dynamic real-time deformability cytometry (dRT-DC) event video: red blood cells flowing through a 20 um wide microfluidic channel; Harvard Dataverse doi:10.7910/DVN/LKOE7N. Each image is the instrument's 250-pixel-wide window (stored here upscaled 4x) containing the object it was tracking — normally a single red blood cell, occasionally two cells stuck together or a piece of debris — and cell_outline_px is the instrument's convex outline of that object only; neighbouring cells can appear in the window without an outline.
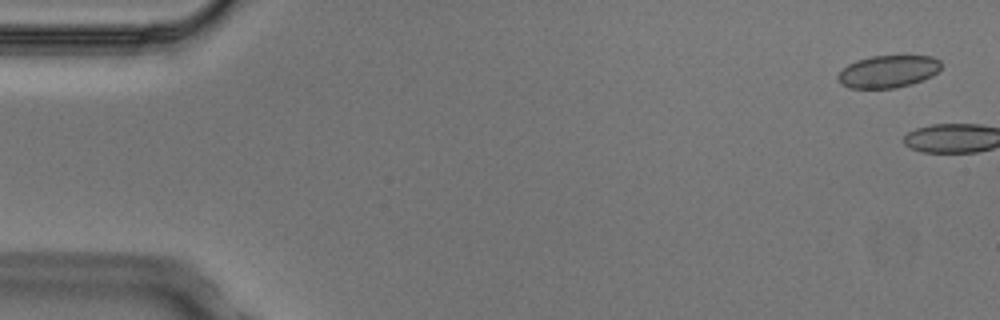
{"species": "Egyptian fruit bat (a non-hibernating species)", "species_latin": "Rousettus aegyptiacus", "temperature_condition": "cold", "stored_images_in_passage": 5, "camera_frame_rate_fps": 3000, "um_per_image_px": 0.085, "animal": {"sex": "male"}, "frame": {"image": 1, "passage_image": 1, "time_ms": 0.0, "image_size_px": [1000, 320], "cell_outline_px": [[940, 68], [932, 76], [896, 88], [848, 88], [840, 84], [836, 80], [836, 76], [848, 64], [856, 60], [872, 56], [932, 56], [940, 60]], "centroid_in_image_um": [75.43, 6.08], "position_along_channel_um": 9.6, "area_um2": 19.36}}
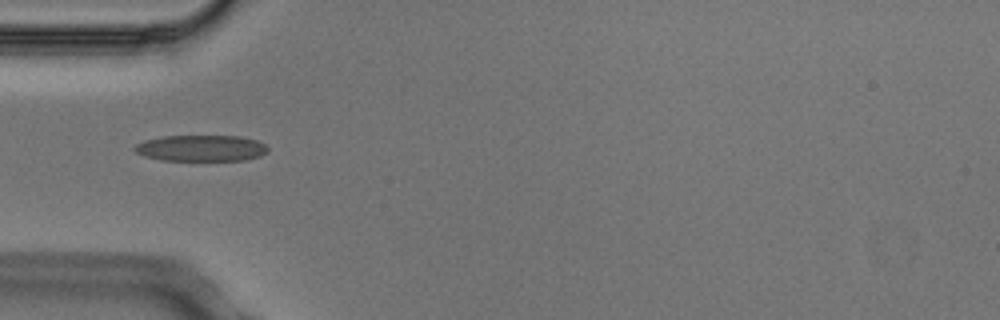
{"frame": {"image": 2, "passage_image": 5, "time_ms": 1.333, "image_size_px": [1000, 320], "cell_outline_px": [[268, 152], [260, 156], [244, 160], [160, 160], [144, 156], [136, 152], [132, 148], [136, 144], [144, 140], [164, 136], [240, 136], [256, 140], [264, 144], [268, 148]], "centroid_in_image_um": [17.08, 12.59], "position_along_channel_um": 67.9, "area_um2": 20.35}}